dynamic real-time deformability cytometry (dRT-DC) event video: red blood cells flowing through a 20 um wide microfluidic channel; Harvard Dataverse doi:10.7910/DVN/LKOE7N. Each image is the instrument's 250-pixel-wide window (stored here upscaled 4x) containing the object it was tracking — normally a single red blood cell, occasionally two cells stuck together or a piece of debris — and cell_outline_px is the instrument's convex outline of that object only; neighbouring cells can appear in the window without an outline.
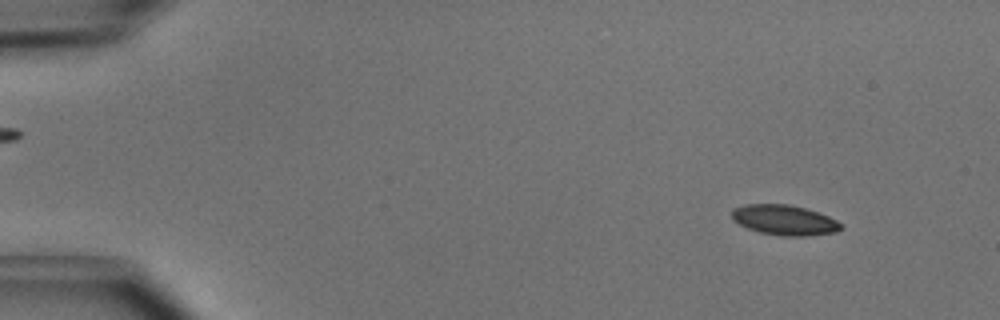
{"species": "common noctule bat (a hibernating species)", "species_latin": "Nyctalus noctula", "temperature_condition": "cold", "stored_images_in_passage": 4, "camera_frame_rate_fps": 3000, "um_per_image_px": 0.085, "animal": {"sex": "male", "body_mass_g": 15.6}, "frame": {"image": 1, "passage_image": 1, "time_ms": 0.0, "image_size_px": [1000, 320], "cell_outline_px": [[840, 228], [836, 232], [804, 236], [780, 236], [760, 232], [748, 228], [732, 220], [732, 208], [744, 204], [788, 204], [804, 208], [828, 216], [836, 220], [840, 224]], "centroid_in_image_um": [66.62, 18.7], "position_along_channel_um": 18.4, "area_um2": 19.02}}
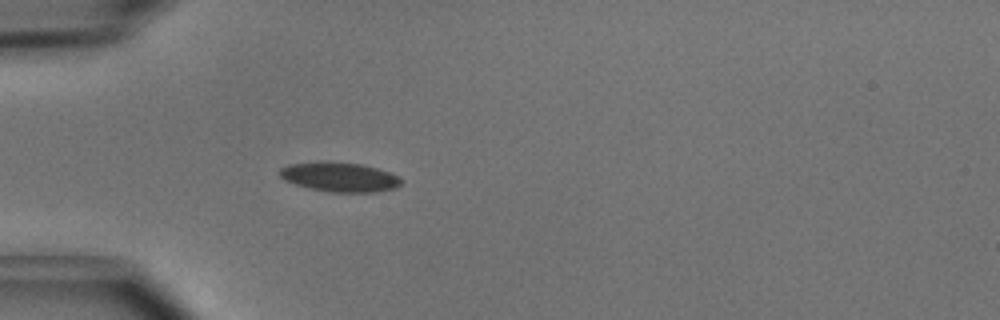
{"frame": {"image": 2, "passage_image": 4, "time_ms": 1.0, "image_size_px": [1000, 320], "cell_outline_px": [[400, 184], [396, 188], [376, 192], [328, 192], [308, 188], [284, 180], [280, 176], [280, 168], [288, 164], [360, 164], [376, 168], [400, 176]], "centroid_in_image_um": [28.9, 15.1], "position_along_channel_um": 56.1, "area_um2": 20.0}}